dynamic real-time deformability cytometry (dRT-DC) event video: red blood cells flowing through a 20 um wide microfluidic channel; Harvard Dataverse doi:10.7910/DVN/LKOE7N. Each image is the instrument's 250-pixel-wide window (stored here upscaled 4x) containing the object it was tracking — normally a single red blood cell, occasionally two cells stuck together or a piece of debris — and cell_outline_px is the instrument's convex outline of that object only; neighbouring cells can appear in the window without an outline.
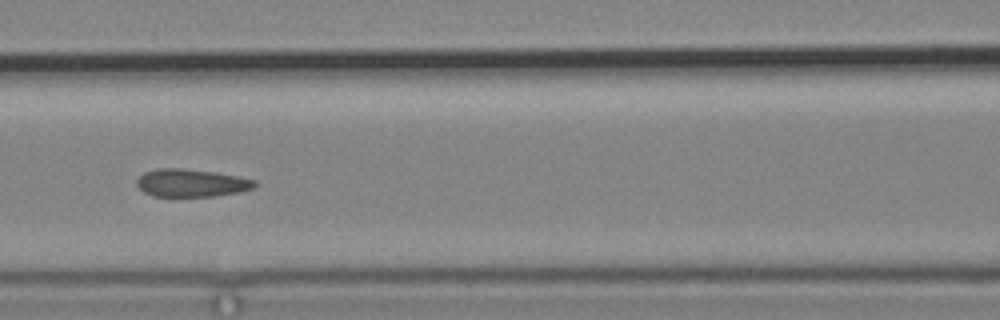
{"species": "common noctule bat (a hibernating species)", "species_latin": "Nyctalus noctula", "temperature_condition": "cold", "stored_images_in_passage": 7, "segment_of_instrument_passage": [1, 2], "camera_frame_rate_fps": 3000, "um_per_image_px": 0.085, "animal": {"sex": "male", "body_mass_g": 19.2, "forearm_length_mm": 51.8}, "frame": {"image": 1, "passage_image": 6, "time_ms": 6.0, "image_size_px": [1000, 320], "cell_outline_px": [[256, 188], [240, 192], [212, 196], [152, 196], [144, 192], [136, 184], [136, 180], [144, 172], [156, 168], [180, 168], [216, 172], [240, 176], [256, 180]], "centroid_in_image_um": [16.29, 15.54], "position_along_channel_um": 150.3, "area_um2": 19.25}}